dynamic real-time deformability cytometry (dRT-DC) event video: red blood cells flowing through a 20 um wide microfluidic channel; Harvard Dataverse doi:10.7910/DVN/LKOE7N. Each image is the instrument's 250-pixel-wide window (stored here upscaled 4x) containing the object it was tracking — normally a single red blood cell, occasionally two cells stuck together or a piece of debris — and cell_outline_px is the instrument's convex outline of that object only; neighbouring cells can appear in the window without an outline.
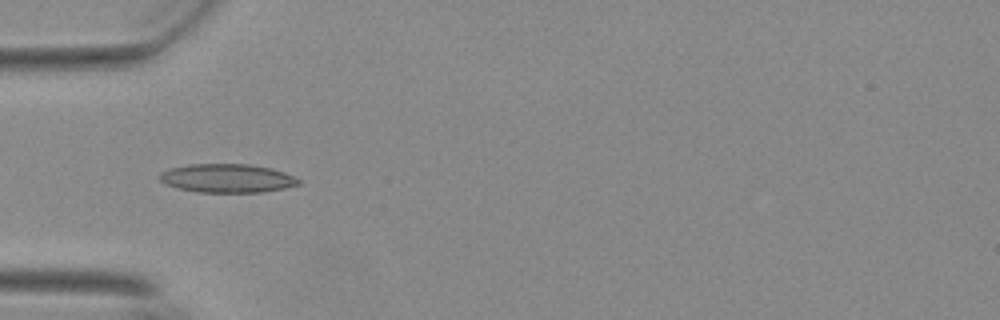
{"species": "Egyptian fruit bat (a non-hibernating species)", "species_latin": "Rousettus aegyptiacus", "temperature_condition": "warm", "stored_images_in_passage": 28, "camera_frame_rate_fps": 3000, "um_per_image_px": 0.085, "animal": {"sex": "female"}, "frame": {"image": 1, "passage_image": 1, "time_ms": 0.0, "image_size_px": [1000, 320], "cell_outline_px": [[300, 184], [284, 188], [260, 192], [200, 192], [180, 188], [168, 184], [160, 180], [156, 176], [160, 172], [172, 168], [192, 164], [248, 164], [268, 168], [284, 172], [300, 180]], "centroid_in_image_um": [19.3, 15.15], "position_along_channel_um": 65.7, "area_um2": 22.83}}
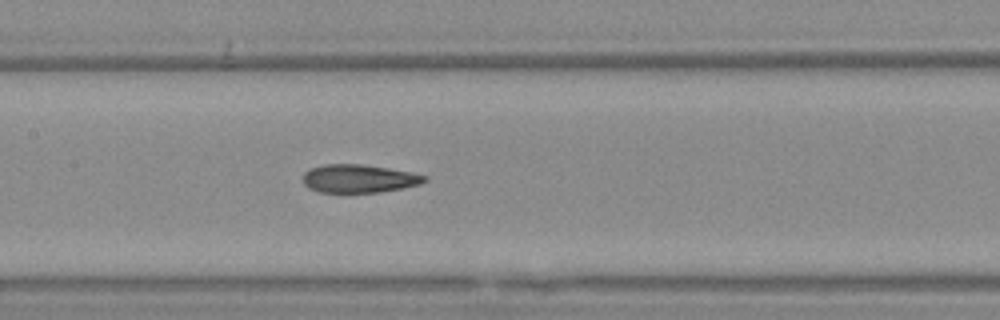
{"frame": {"image": 2, "passage_image": 10, "time_ms": 3.0, "image_size_px": [1000, 320], "cell_outline_px": [[428, 180], [420, 184], [380, 192], [320, 192], [304, 184], [304, 172], [308, 168], [324, 164], [360, 164], [388, 168], [412, 172], [428, 176]], "centroid_in_image_um": [30.53, 15.16], "position_along_channel_um": 176.9, "area_um2": 19.88}}
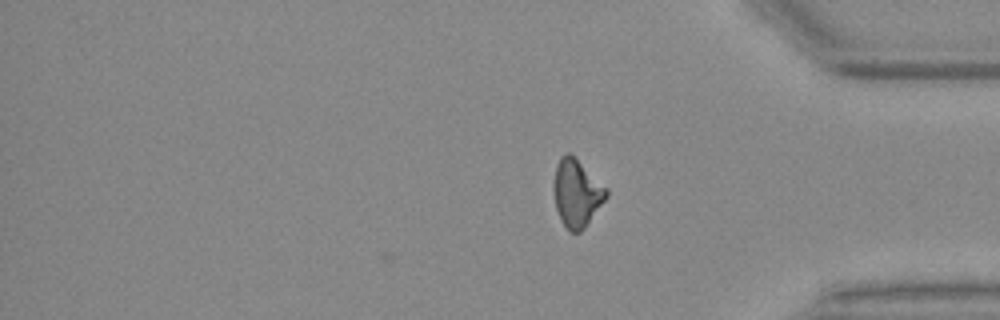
{"frame": {"image": 3, "passage_image": 28, "time_ms": 9.0, "image_size_px": [1000, 320], "cell_outline_px": [[608, 196], [584, 228], [580, 232], [568, 232], [556, 208], [552, 188], [552, 184], [556, 164], [560, 156], [564, 152], [568, 152], [608, 188]], "centroid_in_image_um": [49.0, 16.4], "position_along_channel_um": 386.2, "area_um2": 20.69}, "authors_computed_cell_mechanics": {"area_um2": 20.4034, "velocity_mm_per_s": 3.7241, "shape_relaxation_time_tau1_ms": 10.8583, "shape_relaxation_time_tau2_ms": 1.544, "deformation_change_tau1": 0.2648, "deformation_change_tau2": 0.0888}}